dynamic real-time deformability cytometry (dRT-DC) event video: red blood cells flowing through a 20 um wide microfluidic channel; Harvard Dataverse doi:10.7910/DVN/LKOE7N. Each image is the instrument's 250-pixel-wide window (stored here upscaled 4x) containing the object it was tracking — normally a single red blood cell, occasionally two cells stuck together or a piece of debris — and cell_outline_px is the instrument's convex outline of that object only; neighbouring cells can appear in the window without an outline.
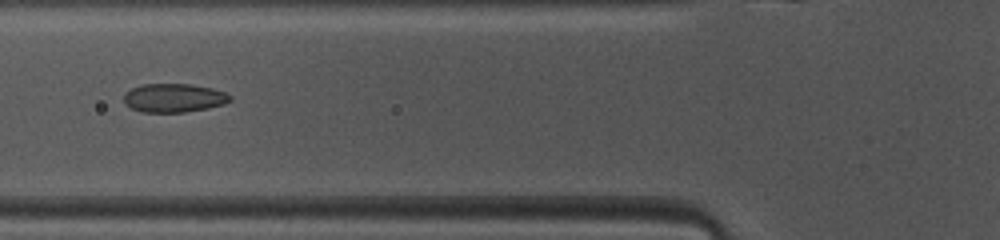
{"species": "common noctule bat (a hibernating species)", "species_latin": "Nyctalus noctula", "temperature_condition": "warm", "stored_images_in_passage": 47, "camera_frame_rate_fps": 3000, "um_per_image_px": 0.085, "animal": {"sex": "female", "body_mass_g": 10.0, "forearm_length_mm": 53.1}, "frame": {"image": 1, "passage_image": 16, "time_ms": 5.0, "image_size_px": [1000, 240], "cell_outline_px": [[232, 100], [224, 104], [208, 108], [184, 112], [140, 112], [132, 108], [124, 100], [124, 92], [140, 84], [192, 84], [212, 88], [224, 92], [232, 96]], "centroid_in_image_um": [14.79, 8.31], "position_along_channel_um": 111.0, "area_um2": 17.8}}
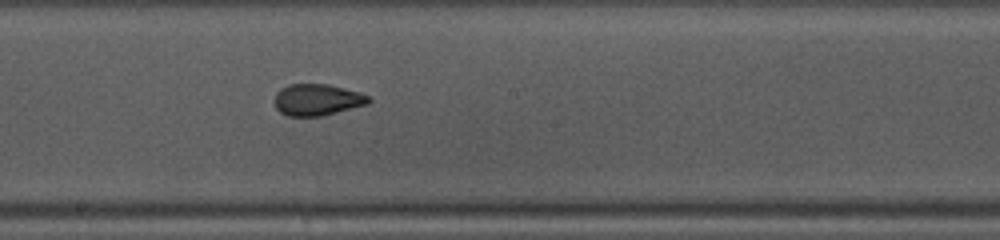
{"frame": {"image": 2, "passage_image": 24, "time_ms": 7.667, "image_size_px": [1000, 240], "cell_outline_px": [[372, 100], [368, 104], [320, 116], [288, 116], [280, 112], [276, 108], [272, 100], [276, 92], [280, 88], [288, 84], [328, 84], [356, 92], [368, 96]], "centroid_in_image_um": [26.89, 8.48], "position_along_channel_um": 221.3, "area_um2": 17.28}}
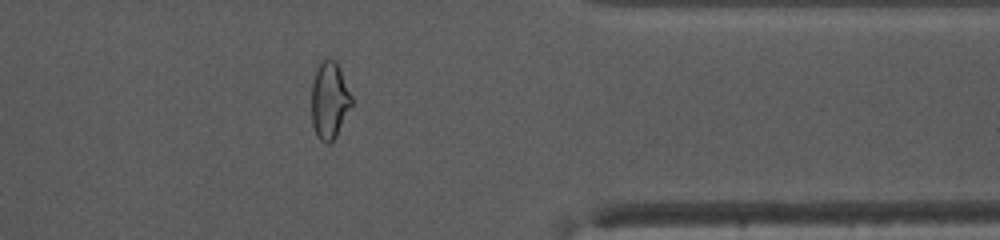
{"frame": {"image": 3, "passage_image": 37, "time_ms": 12.0, "image_size_px": [1000, 240], "cell_outline_px": [[352, 104], [336, 136], [328, 144], [324, 144], [316, 136], [312, 124], [312, 84], [316, 68], [320, 60], [328, 56], [336, 60], [340, 68], [352, 96]], "centroid_in_image_um": [27.99, 8.49], "position_along_channel_um": 383.4, "area_um2": 18.26}, "authors_computed_cell_mechanics": {"area_um2": 18.4382, "velocity_mm_per_s": 4.1225, "shape_relaxation_time_tau1_ms": null, "shape_relaxation_time_tau2_ms": 0.7819, "deformation_change_tau1": null, "deformation_change_tau2": 0.0795}}